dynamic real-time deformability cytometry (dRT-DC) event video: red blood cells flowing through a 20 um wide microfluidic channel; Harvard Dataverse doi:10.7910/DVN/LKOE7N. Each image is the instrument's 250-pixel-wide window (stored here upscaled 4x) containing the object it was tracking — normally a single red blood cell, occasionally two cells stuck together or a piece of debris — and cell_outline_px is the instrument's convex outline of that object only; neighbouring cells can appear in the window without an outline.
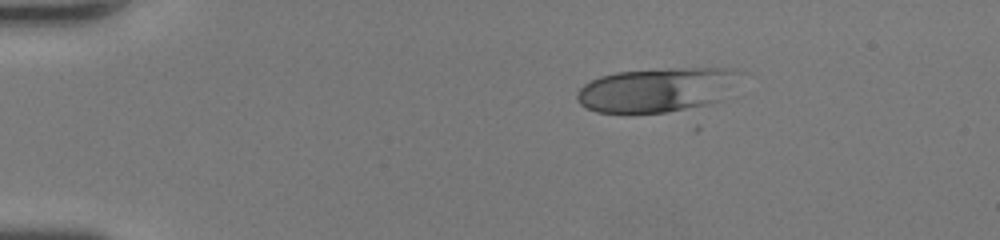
{"species": "human", "species_latin": "Homo sapiens", "temperature_condition": "room temperature", "stored_images_in_passage": 42, "camera_frame_rate_fps": 3000, "um_per_image_px": 0.085, "donor": {"sex": "female"}, "frame": {"image": 1, "passage_image": 1, "time_ms": 0.0, "image_size_px": [1000, 240], "cell_outline_px": [[748, 72], [724, 100], [700, 108], [664, 112], [596, 112], [580, 104], [576, 100], [576, 92], [584, 84], [600, 76], [616, 72], [668, 68], [732, 68]], "centroid_in_image_um": [56.01, 7.62], "position_along_channel_um": 29.0, "area_um2": 43.29}}
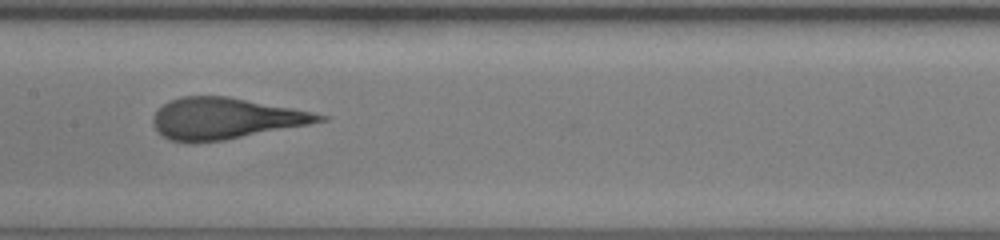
{"frame": {"image": 2, "passage_image": 18, "time_ms": 5.667, "image_size_px": [1000, 240], "cell_outline_px": [[328, 120], [308, 124], [224, 140], [188, 144], [168, 140], [156, 132], [152, 124], [152, 116], [168, 100], [180, 96], [228, 96], [292, 108], [312, 112], [328, 116]], "centroid_in_image_um": [19.06, 10.08], "position_along_channel_um": 188.3, "area_um2": 40.17}}
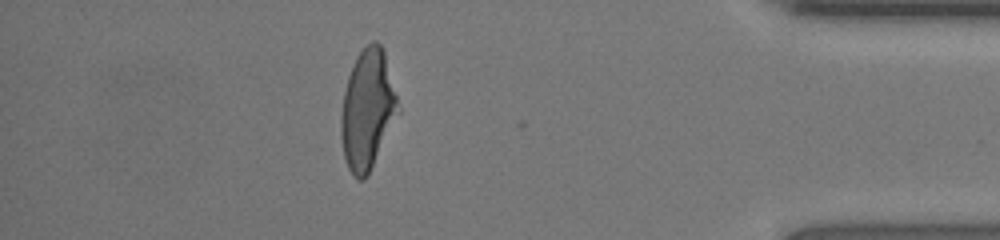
{"frame": {"image": 3, "passage_image": 36, "time_ms": 11.667, "image_size_px": [1000, 240], "cell_outline_px": [[400, 112], [368, 176], [364, 180], [356, 180], [352, 176], [348, 168], [344, 156], [340, 136], [340, 116], [344, 92], [348, 76], [356, 56], [372, 40], [376, 40], [380, 44], [384, 52], [400, 108]], "centroid_in_image_um": [31.23, 9.37], "position_along_channel_um": 404.0, "area_um2": 40.06}, "authors_computed_cell_mechanics": {"area_um2": 40.46, "velocity_mm_per_s": 4.1916, "shape_relaxation_time_tau1_ms": 4.4787, "shape_relaxation_time_tau2_ms": null, "deformation_change_tau1": 0.2187, "deformation_change_tau2": null}}